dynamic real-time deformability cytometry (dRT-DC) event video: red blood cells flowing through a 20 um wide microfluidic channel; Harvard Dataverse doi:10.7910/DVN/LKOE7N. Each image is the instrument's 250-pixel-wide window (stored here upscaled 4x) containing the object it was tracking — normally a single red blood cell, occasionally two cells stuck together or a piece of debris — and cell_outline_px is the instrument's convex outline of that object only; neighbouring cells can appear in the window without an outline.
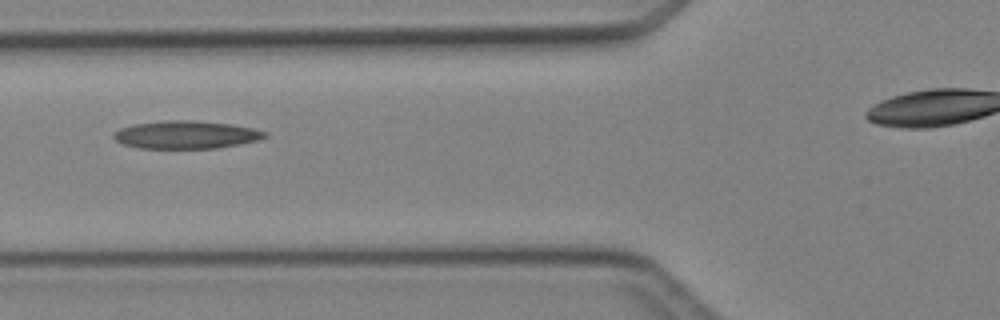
{"species": "Egyptian fruit bat (a non-hibernating species)", "species_latin": "Rousettus aegyptiacus", "temperature_condition": "cold", "stored_images_in_passage": 3, "camera_frame_rate_fps": 3000, "um_per_image_px": 0.085, "animal": {"sex": "female"}, "frame": {"image": 1, "passage_image": 3, "time_ms": 2.333, "image_size_px": [1000, 320], "cell_outline_px": [[268, 136], [260, 140], [240, 144], [216, 148], [140, 148], [120, 144], [112, 136], [112, 132], [120, 128], [136, 124], [168, 120], [192, 120], [232, 124], [252, 128], [268, 132]], "centroid_in_image_um": [15.82, 11.45], "position_along_channel_um": 110.0, "area_um2": 24.68}}